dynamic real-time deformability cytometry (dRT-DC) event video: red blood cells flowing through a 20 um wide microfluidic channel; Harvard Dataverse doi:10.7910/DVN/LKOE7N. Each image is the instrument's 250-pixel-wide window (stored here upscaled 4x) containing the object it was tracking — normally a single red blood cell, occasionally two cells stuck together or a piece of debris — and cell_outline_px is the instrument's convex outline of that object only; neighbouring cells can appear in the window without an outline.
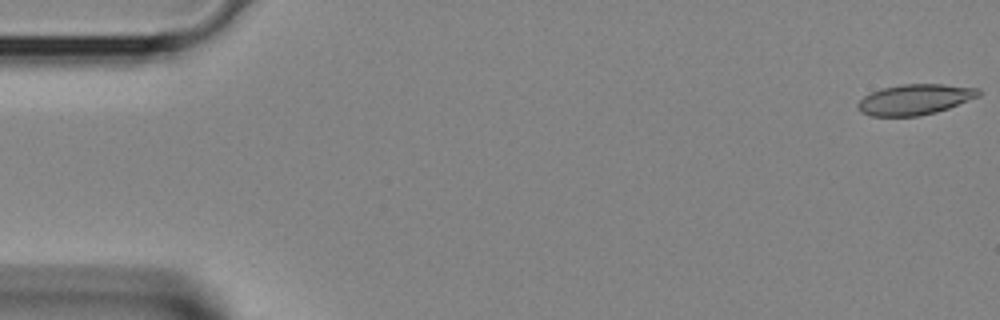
{"species": "Egyptian fruit bat (a non-hibernating species)", "species_latin": "Rousettus aegyptiacus", "temperature_condition": "room temperature", "stored_images_in_passage": 7, "camera_frame_rate_fps": 3000, "um_per_image_px": 0.085, "animal": {"sex": "female"}, "frame": {"image": 1, "passage_image": 1, "time_ms": 0.0, "image_size_px": [1000, 320], "cell_outline_px": [[980, 96], [948, 108], [936, 112], [920, 116], [872, 116], [860, 112], [856, 108], [856, 104], [864, 96], [880, 88], [900, 84], [944, 84], [980, 88]], "centroid_in_image_um": [77.75, 8.45], "position_along_channel_um": 7.3, "area_um2": 21.68}}